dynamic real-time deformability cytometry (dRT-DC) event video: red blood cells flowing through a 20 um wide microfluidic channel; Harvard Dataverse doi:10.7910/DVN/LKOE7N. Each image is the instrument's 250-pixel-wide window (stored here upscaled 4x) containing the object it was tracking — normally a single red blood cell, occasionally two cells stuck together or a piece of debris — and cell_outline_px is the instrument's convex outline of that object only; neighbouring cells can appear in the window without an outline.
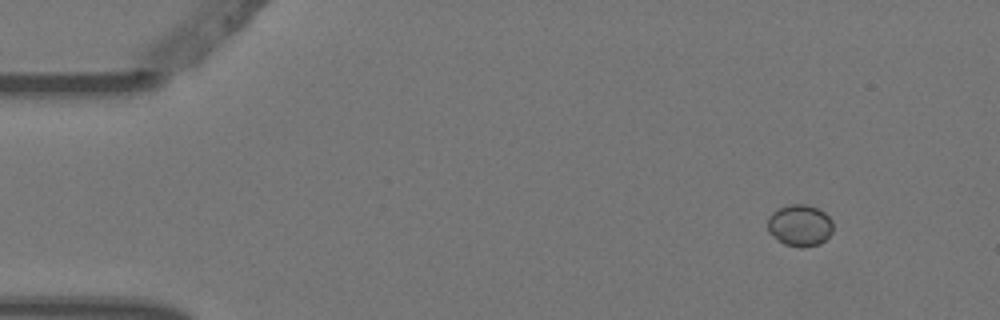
{"species": "Egyptian fruit bat (a non-hibernating species)", "species_latin": "Rousettus aegyptiacus", "temperature_condition": "warm", "stored_images_in_passage": 5, "camera_frame_rate_fps": 3000, "um_per_image_px": 0.085, "animal": {"sex": "female"}, "frame": {"image": 1, "passage_image": 1, "time_ms": 0.0, "image_size_px": [1000, 320], "cell_outline_px": [[832, 232], [820, 244], [804, 248], [800, 248], [784, 244], [776, 240], [768, 232], [768, 216], [772, 212], [780, 208], [792, 204], [804, 204], [816, 208], [824, 212], [832, 220]], "centroid_in_image_um": [67.96, 19.18], "position_along_channel_um": 17.0, "area_um2": 15.95}}
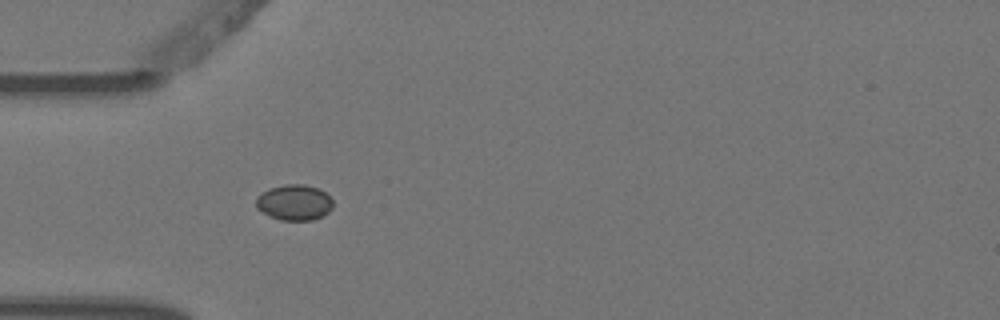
{"frame": {"image": 2, "passage_image": 4, "time_ms": 1.0, "image_size_px": [1000, 320], "cell_outline_px": [[332, 208], [328, 212], [312, 220], [280, 220], [256, 208], [256, 196], [268, 188], [284, 184], [304, 184], [320, 188], [332, 200]], "centroid_in_image_um": [25.0, 17.18], "position_along_channel_um": 60.0, "area_um2": 15.95}}
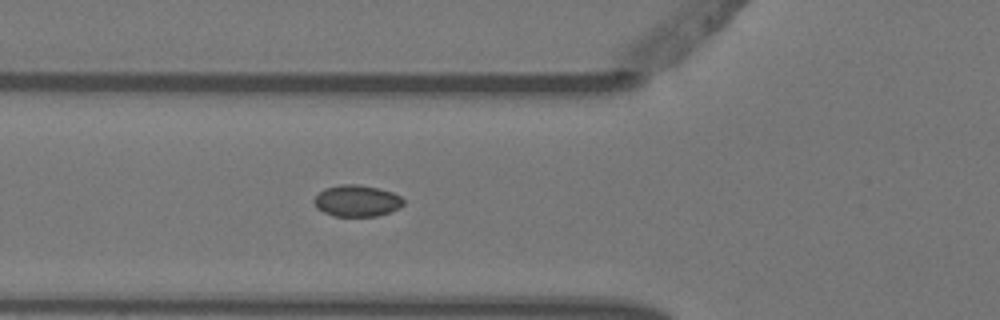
{"frame": {"image": 3, "passage_image": 5, "time_ms": 1.333, "image_size_px": [1000, 320], "cell_outline_px": [[404, 204], [400, 208], [392, 212], [376, 216], [332, 216], [316, 208], [316, 196], [324, 188], [340, 184], [356, 184], [380, 188], [392, 192], [400, 196], [404, 200]], "centroid_in_image_um": [30.38, 17.07], "position_along_channel_um": 95.4, "area_um2": 16.47}}